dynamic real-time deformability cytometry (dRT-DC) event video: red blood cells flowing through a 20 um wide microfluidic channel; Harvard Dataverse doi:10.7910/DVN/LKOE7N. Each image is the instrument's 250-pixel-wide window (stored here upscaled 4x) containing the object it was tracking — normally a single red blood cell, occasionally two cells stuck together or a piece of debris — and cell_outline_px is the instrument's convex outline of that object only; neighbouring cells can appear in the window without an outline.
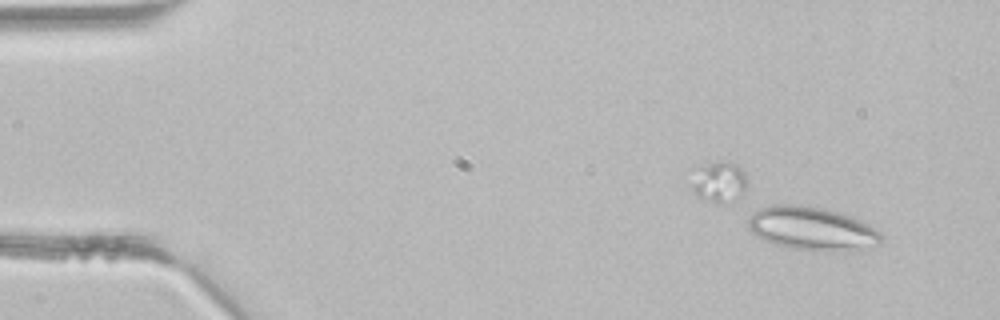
{"species": "common noctule bat (a hibernating species)", "species_latin": "Nyctalus noctula", "temperature_condition": "room temperature", "stored_images_in_passage": 42, "camera_frame_rate_fps": 3000, "um_per_image_px": 0.085, "animal": {"sex": "male", "body_mass_g": 21.5, "forearm_length_mm": 52.0}, "frame": {"image": 1, "passage_image": 3, "time_ms": 0.667, "image_size_px": [1000, 320], "cell_outline_px": [[884, 240], [844, 252], [840, 252], [796, 248], [776, 244], [752, 232], [748, 228], [748, 216], [752, 212], [760, 208], [772, 204], [800, 204], [840, 212], [880, 232], [884, 236]], "centroid_in_image_um": [68.94, 19.4], "position_along_channel_um": 16.1, "area_um2": 32.83}}
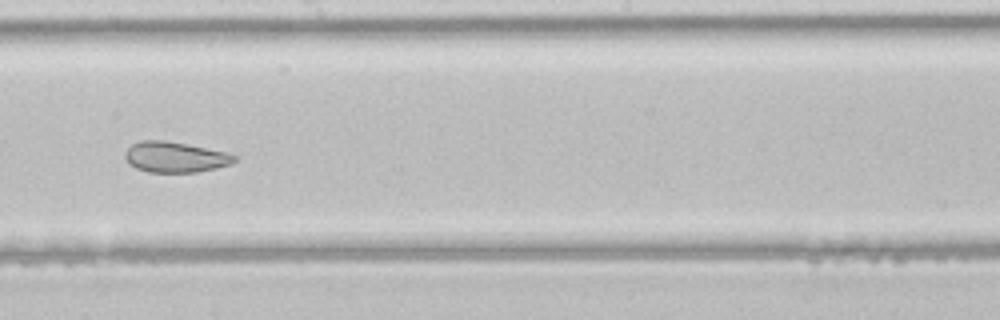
{"frame": {"image": 2, "passage_image": 24, "time_ms": 7.667, "image_size_px": [1000, 320], "cell_outline_px": [[236, 160], [232, 164], [216, 168], [196, 172], [148, 172], [136, 168], [128, 164], [124, 156], [124, 152], [132, 144], [140, 140], [164, 140], [228, 152], [236, 156]], "centroid_in_image_um": [14.87, 13.35], "position_along_channel_um": 233.3, "area_um2": 19.59}}
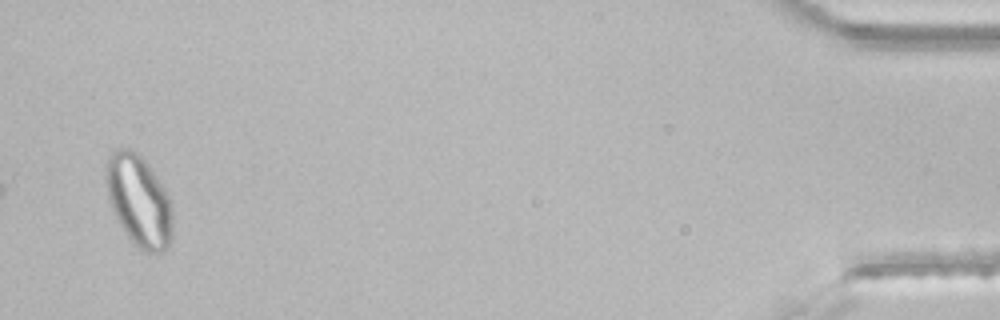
{"frame": {"image": 3, "passage_image": 42, "time_ms": 13.667, "image_size_px": [1000, 320], "cell_outline_px": [[172, 236], [168, 244], [160, 252], [144, 252], [128, 236], [120, 224], [112, 208], [108, 196], [104, 180], [104, 164], [108, 152], [116, 148], [128, 148], [140, 152], [168, 192], [172, 204]], "centroid_in_image_um": [11.78, 16.95], "position_along_channel_um": 423.4, "area_um2": 36.07}}